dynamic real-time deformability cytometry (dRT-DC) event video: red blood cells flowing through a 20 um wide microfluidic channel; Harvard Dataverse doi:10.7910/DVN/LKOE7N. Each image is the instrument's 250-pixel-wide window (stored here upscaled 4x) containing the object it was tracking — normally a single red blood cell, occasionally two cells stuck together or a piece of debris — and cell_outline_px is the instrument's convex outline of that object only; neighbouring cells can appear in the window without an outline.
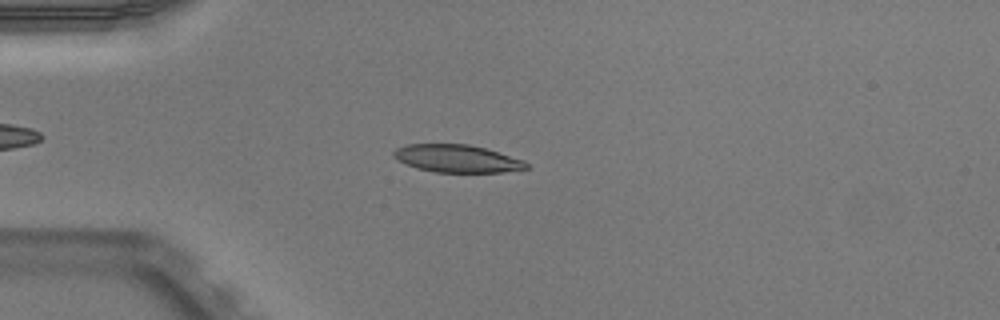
{"species": "Egyptian fruit bat (a non-hibernating species)", "species_latin": "Rousettus aegyptiacus", "temperature_condition": "warm", "stored_images_in_passage": 49, "camera_frame_rate_fps": 3000, "um_per_image_px": 0.085, "animal": {"sex": "male"}, "frame": {"image": 1, "passage_image": 12, "time_ms": 3.667, "image_size_px": [1000, 320], "cell_outline_px": [[528, 168], [504, 172], [436, 172], [416, 168], [392, 156], [392, 152], [396, 148], [408, 144], [468, 144], [484, 148], [524, 160], [528, 164]], "centroid_in_image_um": [38.84, 13.48], "position_along_channel_um": 46.2, "area_um2": 21.15}}
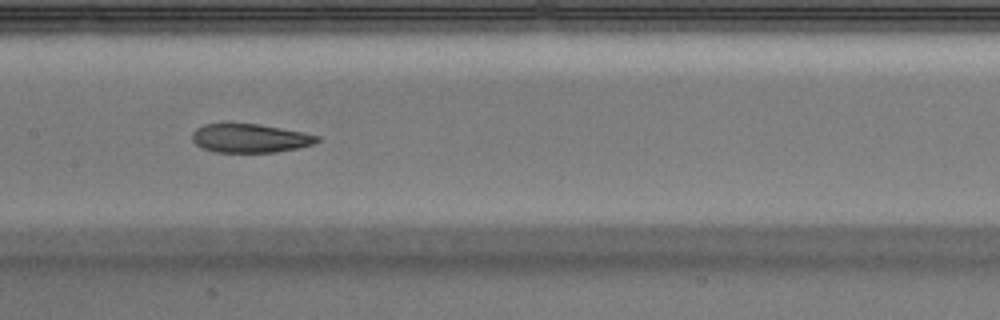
{"frame": {"image": 2, "passage_image": 24, "time_ms": 7.667, "image_size_px": [1000, 320], "cell_outline_px": [[320, 140], [312, 144], [296, 148], [276, 152], [216, 152], [204, 148], [196, 144], [192, 140], [192, 132], [196, 128], [204, 124], [224, 120], [228, 120], [256, 124], [304, 132], [320, 136]], "centroid_in_image_um": [21.18, 11.7], "position_along_channel_um": 186.2, "area_um2": 21.5}}
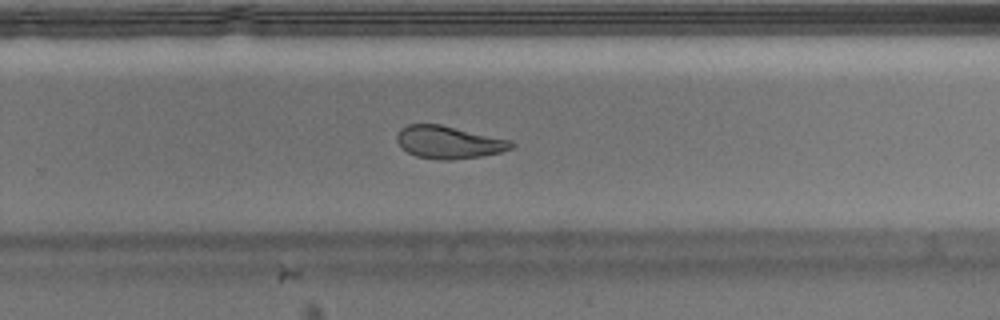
{"frame": {"image": 3, "passage_image": 32, "time_ms": 10.333, "image_size_px": [1000, 320], "cell_outline_px": [[516, 144], [512, 148], [500, 152], [480, 156], [452, 160], [440, 160], [416, 156], [400, 148], [396, 140], [396, 136], [400, 128], [408, 124], [440, 124], [512, 140]], "centroid_in_image_um": [38.12, 12.09], "position_along_channel_um": 291.7, "area_um2": 21.91}, "authors_computed_cell_mechanics": {"area_um2": 22.0796, "velocity_mm_per_s": 3.9793, "shape_relaxation_time_tau1_ms": null, "shape_relaxation_time_tau2_ms": 2.2011, "deformation_change_tau1": null, "deformation_change_tau2": 0.0835}}